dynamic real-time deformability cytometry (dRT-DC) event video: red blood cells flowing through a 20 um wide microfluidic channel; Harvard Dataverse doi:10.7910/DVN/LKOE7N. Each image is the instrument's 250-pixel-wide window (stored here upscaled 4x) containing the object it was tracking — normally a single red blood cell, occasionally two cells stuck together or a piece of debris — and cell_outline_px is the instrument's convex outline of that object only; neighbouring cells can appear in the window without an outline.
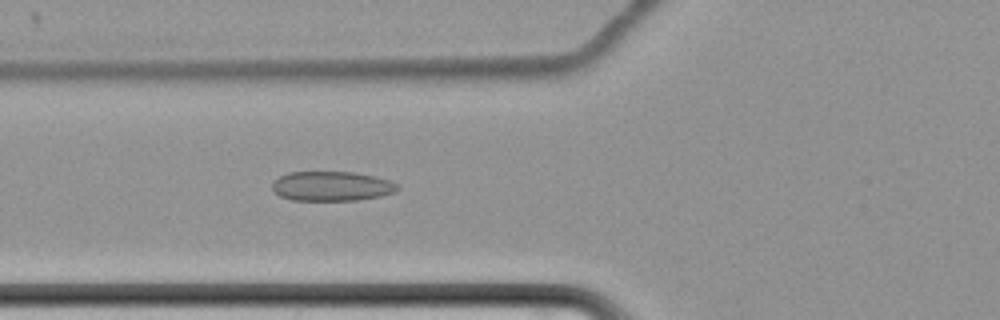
{"species": "common noctule bat (a hibernating species)", "species_latin": "Nyctalus noctula", "temperature_condition": "cold", "stored_images_in_passage": 42, "camera_frame_rate_fps": 3000, "um_per_image_px": 0.085, "animal": {"sex": "female", "body_mass_g": 22.7, "forearm_length_mm": 54.2}, "frame": {"image": 1, "passage_image": 7, "time_ms": 2.0, "image_size_px": [1000, 320], "cell_outline_px": [[400, 188], [396, 192], [380, 196], [356, 200], [292, 200], [280, 196], [272, 188], [272, 180], [288, 172], [356, 172], [376, 176], [388, 180], [396, 184]], "centroid_in_image_um": [28.19, 15.82], "position_along_channel_um": 97.6, "area_um2": 21.68}}
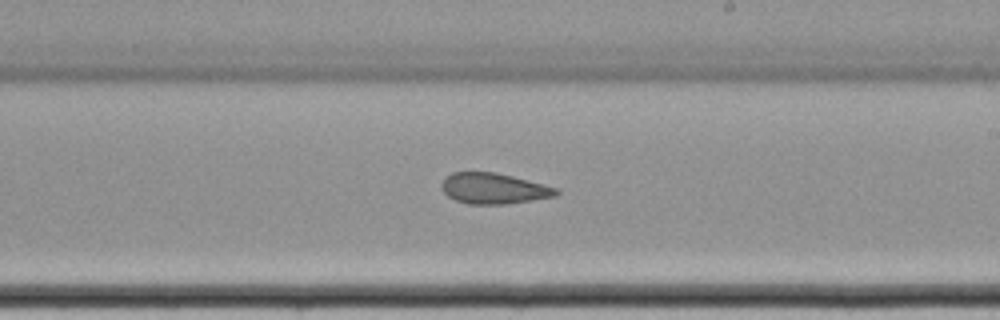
{"frame": {"image": 2, "passage_image": 20, "time_ms": 6.333, "image_size_px": [1000, 320], "cell_outline_px": [[560, 192], [556, 196], [532, 200], [504, 204], [468, 204], [456, 200], [448, 196], [440, 188], [440, 184], [452, 172], [496, 172], [512, 176], [556, 188]], "centroid_in_image_um": [41.94, 16.02], "position_along_channel_um": 247.1, "area_um2": 20.35}}
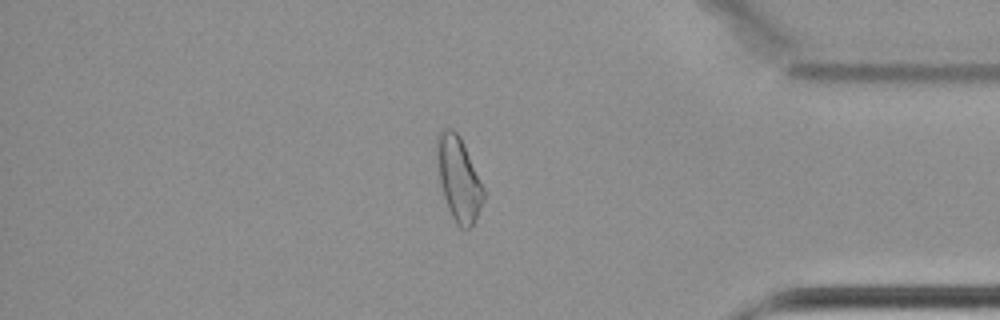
{"frame": {"image": 3, "passage_image": 35, "time_ms": 11.333, "image_size_px": [1000, 320], "cell_outline_px": [[484, 200], [468, 232], [460, 228], [456, 224], [448, 208], [440, 184], [436, 148], [436, 136], [444, 128], [452, 128], [460, 136], [484, 188]], "centroid_in_image_um": [38.98, 15.21], "position_along_channel_um": 396.2, "area_um2": 22.66}}